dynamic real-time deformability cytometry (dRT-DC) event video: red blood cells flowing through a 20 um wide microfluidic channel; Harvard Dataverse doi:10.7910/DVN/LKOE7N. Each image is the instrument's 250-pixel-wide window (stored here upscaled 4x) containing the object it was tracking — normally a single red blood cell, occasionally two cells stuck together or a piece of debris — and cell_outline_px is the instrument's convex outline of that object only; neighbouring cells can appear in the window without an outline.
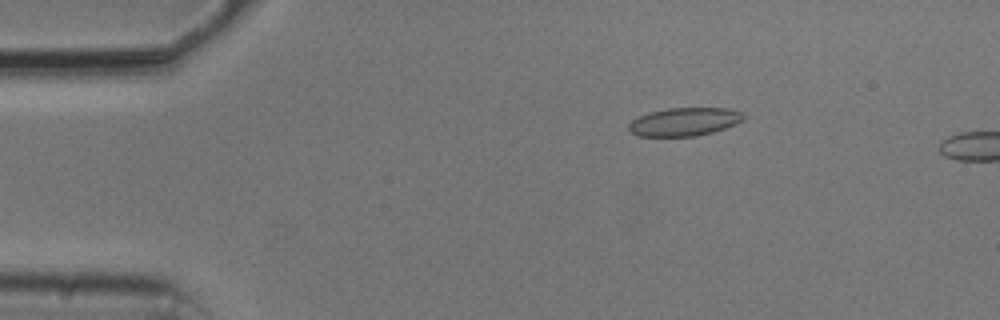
{"species": "common noctule bat (a hibernating species)", "species_latin": "Nyctalus noctula", "temperature_condition": "cold", "stored_images_in_passage": 7, "camera_frame_rate_fps": 3000, "um_per_image_px": 0.085, "animal": {"sex": "male", "body_mass_g": 20.5, "forearm_length_mm": 52.5}, "frame": {"image": 1, "passage_image": 4, "time_ms": 1.0, "image_size_px": [1000, 320], "cell_outline_px": [[744, 120], [736, 124], [712, 132], [696, 136], [636, 136], [628, 128], [628, 124], [632, 120], [648, 112], [668, 108], [728, 108], [740, 112], [744, 116]], "centroid_in_image_um": [58.16, 10.35], "position_along_channel_um": 26.8, "area_um2": 18.84}}